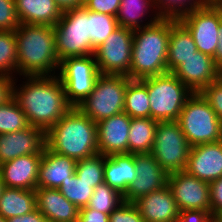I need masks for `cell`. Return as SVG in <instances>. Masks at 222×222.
<instances>
[{
  "label": "cell",
  "instance_id": "3957f363",
  "mask_svg": "<svg viewBox=\"0 0 222 222\" xmlns=\"http://www.w3.org/2000/svg\"><path fill=\"white\" fill-rule=\"evenodd\" d=\"M46 147L76 161L99 153L97 124L72 107L46 132Z\"/></svg>",
  "mask_w": 222,
  "mask_h": 222
},
{
  "label": "cell",
  "instance_id": "836d02e7",
  "mask_svg": "<svg viewBox=\"0 0 222 222\" xmlns=\"http://www.w3.org/2000/svg\"><path fill=\"white\" fill-rule=\"evenodd\" d=\"M123 202V194L104 182L94 188L87 207L109 215Z\"/></svg>",
  "mask_w": 222,
  "mask_h": 222
},
{
  "label": "cell",
  "instance_id": "d6986e66",
  "mask_svg": "<svg viewBox=\"0 0 222 222\" xmlns=\"http://www.w3.org/2000/svg\"><path fill=\"white\" fill-rule=\"evenodd\" d=\"M43 154H28L0 164L4 187L35 190Z\"/></svg>",
  "mask_w": 222,
  "mask_h": 222
},
{
  "label": "cell",
  "instance_id": "8992f818",
  "mask_svg": "<svg viewBox=\"0 0 222 222\" xmlns=\"http://www.w3.org/2000/svg\"><path fill=\"white\" fill-rule=\"evenodd\" d=\"M150 118L157 122L176 121L193 94L172 72L147 77Z\"/></svg>",
  "mask_w": 222,
  "mask_h": 222
},
{
  "label": "cell",
  "instance_id": "7bdbcfd3",
  "mask_svg": "<svg viewBox=\"0 0 222 222\" xmlns=\"http://www.w3.org/2000/svg\"><path fill=\"white\" fill-rule=\"evenodd\" d=\"M78 222H109V215L86 206L80 208Z\"/></svg>",
  "mask_w": 222,
  "mask_h": 222
},
{
  "label": "cell",
  "instance_id": "f546056e",
  "mask_svg": "<svg viewBox=\"0 0 222 222\" xmlns=\"http://www.w3.org/2000/svg\"><path fill=\"white\" fill-rule=\"evenodd\" d=\"M160 19L179 21L192 12L206 6L201 0H153ZM159 12H158V11Z\"/></svg>",
  "mask_w": 222,
  "mask_h": 222
},
{
  "label": "cell",
  "instance_id": "83f0119b",
  "mask_svg": "<svg viewBox=\"0 0 222 222\" xmlns=\"http://www.w3.org/2000/svg\"><path fill=\"white\" fill-rule=\"evenodd\" d=\"M157 124L152 118H131L128 154L151 152Z\"/></svg>",
  "mask_w": 222,
  "mask_h": 222
},
{
  "label": "cell",
  "instance_id": "e0dca14e",
  "mask_svg": "<svg viewBox=\"0 0 222 222\" xmlns=\"http://www.w3.org/2000/svg\"><path fill=\"white\" fill-rule=\"evenodd\" d=\"M219 71L213 57L197 51L172 73L193 93H198L219 78Z\"/></svg>",
  "mask_w": 222,
  "mask_h": 222
},
{
  "label": "cell",
  "instance_id": "e575fe53",
  "mask_svg": "<svg viewBox=\"0 0 222 222\" xmlns=\"http://www.w3.org/2000/svg\"><path fill=\"white\" fill-rule=\"evenodd\" d=\"M89 27L93 50L100 46L118 27L116 16L89 11Z\"/></svg>",
  "mask_w": 222,
  "mask_h": 222
},
{
  "label": "cell",
  "instance_id": "ba28073f",
  "mask_svg": "<svg viewBox=\"0 0 222 222\" xmlns=\"http://www.w3.org/2000/svg\"><path fill=\"white\" fill-rule=\"evenodd\" d=\"M130 81L125 75L100 74L94 89L77 108L95 123L124 112L125 90Z\"/></svg>",
  "mask_w": 222,
  "mask_h": 222
},
{
  "label": "cell",
  "instance_id": "7c38bea8",
  "mask_svg": "<svg viewBox=\"0 0 222 222\" xmlns=\"http://www.w3.org/2000/svg\"><path fill=\"white\" fill-rule=\"evenodd\" d=\"M192 35L197 50L215 56L218 44L222 10L219 6L206 5L179 20Z\"/></svg>",
  "mask_w": 222,
  "mask_h": 222
},
{
  "label": "cell",
  "instance_id": "f907efd6",
  "mask_svg": "<svg viewBox=\"0 0 222 222\" xmlns=\"http://www.w3.org/2000/svg\"><path fill=\"white\" fill-rule=\"evenodd\" d=\"M3 188H4V184H3V181L0 176V196H1V192H2Z\"/></svg>",
  "mask_w": 222,
  "mask_h": 222
},
{
  "label": "cell",
  "instance_id": "c3c4849f",
  "mask_svg": "<svg viewBox=\"0 0 222 222\" xmlns=\"http://www.w3.org/2000/svg\"><path fill=\"white\" fill-rule=\"evenodd\" d=\"M205 5L218 6L222 4V0H201Z\"/></svg>",
  "mask_w": 222,
  "mask_h": 222
},
{
  "label": "cell",
  "instance_id": "9a60e30c",
  "mask_svg": "<svg viewBox=\"0 0 222 222\" xmlns=\"http://www.w3.org/2000/svg\"><path fill=\"white\" fill-rule=\"evenodd\" d=\"M46 132L29 126L24 130L0 134V164L28 154H43Z\"/></svg>",
  "mask_w": 222,
  "mask_h": 222
},
{
  "label": "cell",
  "instance_id": "2e32d148",
  "mask_svg": "<svg viewBox=\"0 0 222 222\" xmlns=\"http://www.w3.org/2000/svg\"><path fill=\"white\" fill-rule=\"evenodd\" d=\"M185 171L209 184L221 178L222 140L192 146Z\"/></svg>",
  "mask_w": 222,
  "mask_h": 222
},
{
  "label": "cell",
  "instance_id": "9c48e42d",
  "mask_svg": "<svg viewBox=\"0 0 222 222\" xmlns=\"http://www.w3.org/2000/svg\"><path fill=\"white\" fill-rule=\"evenodd\" d=\"M100 74L94 54L60 61L57 76L72 107H77L88 97Z\"/></svg>",
  "mask_w": 222,
  "mask_h": 222
},
{
  "label": "cell",
  "instance_id": "f6af8a7d",
  "mask_svg": "<svg viewBox=\"0 0 222 222\" xmlns=\"http://www.w3.org/2000/svg\"><path fill=\"white\" fill-rule=\"evenodd\" d=\"M7 222H48L47 218L36 208L30 213L10 217Z\"/></svg>",
  "mask_w": 222,
  "mask_h": 222
},
{
  "label": "cell",
  "instance_id": "816d5d0a",
  "mask_svg": "<svg viewBox=\"0 0 222 222\" xmlns=\"http://www.w3.org/2000/svg\"><path fill=\"white\" fill-rule=\"evenodd\" d=\"M0 222H7V219H5L4 217H2V216L0 215Z\"/></svg>",
  "mask_w": 222,
  "mask_h": 222
},
{
  "label": "cell",
  "instance_id": "ee69618b",
  "mask_svg": "<svg viewBox=\"0 0 222 222\" xmlns=\"http://www.w3.org/2000/svg\"><path fill=\"white\" fill-rule=\"evenodd\" d=\"M14 78L0 74V105L12 97V84Z\"/></svg>",
  "mask_w": 222,
  "mask_h": 222
},
{
  "label": "cell",
  "instance_id": "ffe728a7",
  "mask_svg": "<svg viewBox=\"0 0 222 222\" xmlns=\"http://www.w3.org/2000/svg\"><path fill=\"white\" fill-rule=\"evenodd\" d=\"M145 222H176L179 209L168 185L133 202Z\"/></svg>",
  "mask_w": 222,
  "mask_h": 222
},
{
  "label": "cell",
  "instance_id": "cb8c5ba5",
  "mask_svg": "<svg viewBox=\"0 0 222 222\" xmlns=\"http://www.w3.org/2000/svg\"><path fill=\"white\" fill-rule=\"evenodd\" d=\"M134 179H136L135 154L105 156L104 182L106 184L124 195Z\"/></svg>",
  "mask_w": 222,
  "mask_h": 222
},
{
  "label": "cell",
  "instance_id": "d6a6232c",
  "mask_svg": "<svg viewBox=\"0 0 222 222\" xmlns=\"http://www.w3.org/2000/svg\"><path fill=\"white\" fill-rule=\"evenodd\" d=\"M105 156L96 154L92 157L76 162L75 175L85 183L92 184V188L104 183Z\"/></svg>",
  "mask_w": 222,
  "mask_h": 222
},
{
  "label": "cell",
  "instance_id": "4dcf8cb0",
  "mask_svg": "<svg viewBox=\"0 0 222 222\" xmlns=\"http://www.w3.org/2000/svg\"><path fill=\"white\" fill-rule=\"evenodd\" d=\"M29 126L26 115L13 97L0 105V134L21 131Z\"/></svg>",
  "mask_w": 222,
  "mask_h": 222
},
{
  "label": "cell",
  "instance_id": "f1b7e54d",
  "mask_svg": "<svg viewBox=\"0 0 222 222\" xmlns=\"http://www.w3.org/2000/svg\"><path fill=\"white\" fill-rule=\"evenodd\" d=\"M124 112L130 118H150L147 78L131 80L125 90Z\"/></svg>",
  "mask_w": 222,
  "mask_h": 222
},
{
  "label": "cell",
  "instance_id": "ac0fdd59",
  "mask_svg": "<svg viewBox=\"0 0 222 222\" xmlns=\"http://www.w3.org/2000/svg\"><path fill=\"white\" fill-rule=\"evenodd\" d=\"M96 124L99 154H128L131 118L125 112L105 118Z\"/></svg>",
  "mask_w": 222,
  "mask_h": 222
},
{
  "label": "cell",
  "instance_id": "d590c367",
  "mask_svg": "<svg viewBox=\"0 0 222 222\" xmlns=\"http://www.w3.org/2000/svg\"><path fill=\"white\" fill-rule=\"evenodd\" d=\"M58 190L79 209L89 204L94 192L92 184L85 183L75 174L68 177V180L63 181Z\"/></svg>",
  "mask_w": 222,
  "mask_h": 222
},
{
  "label": "cell",
  "instance_id": "5bb4252c",
  "mask_svg": "<svg viewBox=\"0 0 222 222\" xmlns=\"http://www.w3.org/2000/svg\"><path fill=\"white\" fill-rule=\"evenodd\" d=\"M135 171L136 179L130 183L123 195L126 202H134L139 197L167 185L168 173L151 153L135 154Z\"/></svg>",
  "mask_w": 222,
  "mask_h": 222
},
{
  "label": "cell",
  "instance_id": "6da1fadb",
  "mask_svg": "<svg viewBox=\"0 0 222 222\" xmlns=\"http://www.w3.org/2000/svg\"><path fill=\"white\" fill-rule=\"evenodd\" d=\"M16 80L12 84V97L33 127L47 132L72 108L57 75L24 76L26 81L20 87L16 86Z\"/></svg>",
  "mask_w": 222,
  "mask_h": 222
},
{
  "label": "cell",
  "instance_id": "74e56055",
  "mask_svg": "<svg viewBox=\"0 0 222 222\" xmlns=\"http://www.w3.org/2000/svg\"><path fill=\"white\" fill-rule=\"evenodd\" d=\"M109 222H145L133 202L124 201L109 214Z\"/></svg>",
  "mask_w": 222,
  "mask_h": 222
},
{
  "label": "cell",
  "instance_id": "7402d4cb",
  "mask_svg": "<svg viewBox=\"0 0 222 222\" xmlns=\"http://www.w3.org/2000/svg\"><path fill=\"white\" fill-rule=\"evenodd\" d=\"M76 160L54 153L47 147L43 151L37 187L58 189L63 181L75 174Z\"/></svg>",
  "mask_w": 222,
  "mask_h": 222
},
{
  "label": "cell",
  "instance_id": "b9f144b4",
  "mask_svg": "<svg viewBox=\"0 0 222 222\" xmlns=\"http://www.w3.org/2000/svg\"><path fill=\"white\" fill-rule=\"evenodd\" d=\"M210 185L211 214L214 216L222 212V177L214 180Z\"/></svg>",
  "mask_w": 222,
  "mask_h": 222
},
{
  "label": "cell",
  "instance_id": "8fae6325",
  "mask_svg": "<svg viewBox=\"0 0 222 222\" xmlns=\"http://www.w3.org/2000/svg\"><path fill=\"white\" fill-rule=\"evenodd\" d=\"M132 45L133 30L118 26L94 51L99 72L130 78Z\"/></svg>",
  "mask_w": 222,
  "mask_h": 222
},
{
  "label": "cell",
  "instance_id": "ab89813d",
  "mask_svg": "<svg viewBox=\"0 0 222 222\" xmlns=\"http://www.w3.org/2000/svg\"><path fill=\"white\" fill-rule=\"evenodd\" d=\"M121 0H84L83 6L92 12L116 16Z\"/></svg>",
  "mask_w": 222,
  "mask_h": 222
},
{
  "label": "cell",
  "instance_id": "603a6c76",
  "mask_svg": "<svg viewBox=\"0 0 222 222\" xmlns=\"http://www.w3.org/2000/svg\"><path fill=\"white\" fill-rule=\"evenodd\" d=\"M15 6L21 24L54 27L62 15L54 0H15Z\"/></svg>",
  "mask_w": 222,
  "mask_h": 222
},
{
  "label": "cell",
  "instance_id": "7dc6e473",
  "mask_svg": "<svg viewBox=\"0 0 222 222\" xmlns=\"http://www.w3.org/2000/svg\"><path fill=\"white\" fill-rule=\"evenodd\" d=\"M218 38L217 50L213 58L216 66L220 69L222 68V22L219 26Z\"/></svg>",
  "mask_w": 222,
  "mask_h": 222
},
{
  "label": "cell",
  "instance_id": "484cf974",
  "mask_svg": "<svg viewBox=\"0 0 222 222\" xmlns=\"http://www.w3.org/2000/svg\"><path fill=\"white\" fill-rule=\"evenodd\" d=\"M154 8L153 0H121L116 15L118 26L132 30L149 26L160 19ZM149 10L155 14H149L148 17L151 15L152 17L149 19L150 21L145 23L143 18L148 19L145 16L150 12Z\"/></svg>",
  "mask_w": 222,
  "mask_h": 222
},
{
  "label": "cell",
  "instance_id": "1f68e13d",
  "mask_svg": "<svg viewBox=\"0 0 222 222\" xmlns=\"http://www.w3.org/2000/svg\"><path fill=\"white\" fill-rule=\"evenodd\" d=\"M16 71L17 43L15 30L0 31V74L15 79Z\"/></svg>",
  "mask_w": 222,
  "mask_h": 222
},
{
  "label": "cell",
  "instance_id": "4316f807",
  "mask_svg": "<svg viewBox=\"0 0 222 222\" xmlns=\"http://www.w3.org/2000/svg\"><path fill=\"white\" fill-rule=\"evenodd\" d=\"M36 208L35 190L3 188L0 196V215L5 219L30 213Z\"/></svg>",
  "mask_w": 222,
  "mask_h": 222
},
{
  "label": "cell",
  "instance_id": "4fadbf2b",
  "mask_svg": "<svg viewBox=\"0 0 222 222\" xmlns=\"http://www.w3.org/2000/svg\"><path fill=\"white\" fill-rule=\"evenodd\" d=\"M167 185L179 211L204 210L211 213L210 185L186 171L168 174Z\"/></svg>",
  "mask_w": 222,
  "mask_h": 222
},
{
  "label": "cell",
  "instance_id": "8d00e7d4",
  "mask_svg": "<svg viewBox=\"0 0 222 222\" xmlns=\"http://www.w3.org/2000/svg\"><path fill=\"white\" fill-rule=\"evenodd\" d=\"M20 24L15 0H0V31L16 30Z\"/></svg>",
  "mask_w": 222,
  "mask_h": 222
},
{
  "label": "cell",
  "instance_id": "681fc988",
  "mask_svg": "<svg viewBox=\"0 0 222 222\" xmlns=\"http://www.w3.org/2000/svg\"><path fill=\"white\" fill-rule=\"evenodd\" d=\"M213 222H222V212H218L213 216Z\"/></svg>",
  "mask_w": 222,
  "mask_h": 222
},
{
  "label": "cell",
  "instance_id": "52a82bcc",
  "mask_svg": "<svg viewBox=\"0 0 222 222\" xmlns=\"http://www.w3.org/2000/svg\"><path fill=\"white\" fill-rule=\"evenodd\" d=\"M177 121L191 147L222 140V123L200 92L189 97Z\"/></svg>",
  "mask_w": 222,
  "mask_h": 222
},
{
  "label": "cell",
  "instance_id": "44dd1931",
  "mask_svg": "<svg viewBox=\"0 0 222 222\" xmlns=\"http://www.w3.org/2000/svg\"><path fill=\"white\" fill-rule=\"evenodd\" d=\"M37 209L48 222H77L80 209L70 202L58 189L37 187Z\"/></svg>",
  "mask_w": 222,
  "mask_h": 222
},
{
  "label": "cell",
  "instance_id": "277c9868",
  "mask_svg": "<svg viewBox=\"0 0 222 222\" xmlns=\"http://www.w3.org/2000/svg\"><path fill=\"white\" fill-rule=\"evenodd\" d=\"M170 19L133 30L130 79L141 80L168 72Z\"/></svg>",
  "mask_w": 222,
  "mask_h": 222
},
{
  "label": "cell",
  "instance_id": "60d3db41",
  "mask_svg": "<svg viewBox=\"0 0 222 222\" xmlns=\"http://www.w3.org/2000/svg\"><path fill=\"white\" fill-rule=\"evenodd\" d=\"M176 222H213V216L204 210H182Z\"/></svg>",
  "mask_w": 222,
  "mask_h": 222
},
{
  "label": "cell",
  "instance_id": "f5cc1de1",
  "mask_svg": "<svg viewBox=\"0 0 222 222\" xmlns=\"http://www.w3.org/2000/svg\"><path fill=\"white\" fill-rule=\"evenodd\" d=\"M219 78L222 80V68H220V71H219Z\"/></svg>",
  "mask_w": 222,
  "mask_h": 222
},
{
  "label": "cell",
  "instance_id": "7a4b0ae2",
  "mask_svg": "<svg viewBox=\"0 0 222 222\" xmlns=\"http://www.w3.org/2000/svg\"><path fill=\"white\" fill-rule=\"evenodd\" d=\"M15 36L17 74L20 77L58 75L60 61L53 26L20 24Z\"/></svg>",
  "mask_w": 222,
  "mask_h": 222
},
{
  "label": "cell",
  "instance_id": "30bf717a",
  "mask_svg": "<svg viewBox=\"0 0 222 222\" xmlns=\"http://www.w3.org/2000/svg\"><path fill=\"white\" fill-rule=\"evenodd\" d=\"M190 148L177 120L158 122L150 153L168 174L185 171Z\"/></svg>",
  "mask_w": 222,
  "mask_h": 222
},
{
  "label": "cell",
  "instance_id": "d4e9b609",
  "mask_svg": "<svg viewBox=\"0 0 222 222\" xmlns=\"http://www.w3.org/2000/svg\"><path fill=\"white\" fill-rule=\"evenodd\" d=\"M197 51V46L188 29L180 21L170 19L168 72H173L185 59L193 56Z\"/></svg>",
  "mask_w": 222,
  "mask_h": 222
},
{
  "label": "cell",
  "instance_id": "bcb514c9",
  "mask_svg": "<svg viewBox=\"0 0 222 222\" xmlns=\"http://www.w3.org/2000/svg\"><path fill=\"white\" fill-rule=\"evenodd\" d=\"M61 11L83 6L84 0H54Z\"/></svg>",
  "mask_w": 222,
  "mask_h": 222
},
{
  "label": "cell",
  "instance_id": "5b68a950",
  "mask_svg": "<svg viewBox=\"0 0 222 222\" xmlns=\"http://www.w3.org/2000/svg\"><path fill=\"white\" fill-rule=\"evenodd\" d=\"M56 53L59 61L68 57L94 54L91 46L89 10L84 6L62 11L54 26Z\"/></svg>",
  "mask_w": 222,
  "mask_h": 222
},
{
  "label": "cell",
  "instance_id": "f35d334b",
  "mask_svg": "<svg viewBox=\"0 0 222 222\" xmlns=\"http://www.w3.org/2000/svg\"><path fill=\"white\" fill-rule=\"evenodd\" d=\"M222 123V80L218 78L201 92Z\"/></svg>",
  "mask_w": 222,
  "mask_h": 222
}]
</instances>
